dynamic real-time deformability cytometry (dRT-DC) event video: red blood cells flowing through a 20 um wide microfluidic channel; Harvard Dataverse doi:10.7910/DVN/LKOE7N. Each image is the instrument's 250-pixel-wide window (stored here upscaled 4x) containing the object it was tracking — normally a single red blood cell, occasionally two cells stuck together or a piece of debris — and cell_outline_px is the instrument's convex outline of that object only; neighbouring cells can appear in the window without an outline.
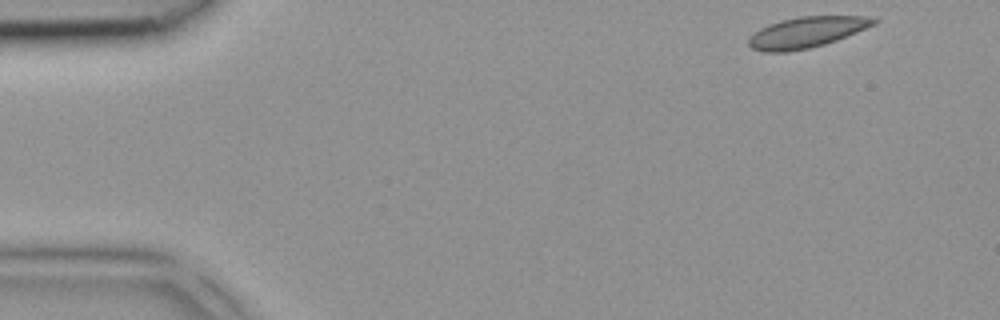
{"species": "common noctule bat (a hibernating species)", "species_latin": "Nyctalus noctula", "temperature_condition": "room temperature", "stored_images_in_passage": 1, "camera_frame_rate_fps": 3000, "um_per_image_px": 0.085, "animal": {"sex": "female", "body_mass_g": 18.4}, "frame": {"image": 1, "passage_image": 1, "time_ms": 0.0, "image_size_px": [1000, 320], "cell_outline_px": [[880, 20], [876, 24], [836, 40], [824, 44], [808, 48], [788, 52], [764, 52], [752, 48], [748, 44], [748, 40], [760, 28], [768, 24], [780, 20], [800, 16], [868, 16]], "centroid_in_image_um": [68.57, 2.73], "position_along_channel_um": 16.4, "area_um2": 22.37}}